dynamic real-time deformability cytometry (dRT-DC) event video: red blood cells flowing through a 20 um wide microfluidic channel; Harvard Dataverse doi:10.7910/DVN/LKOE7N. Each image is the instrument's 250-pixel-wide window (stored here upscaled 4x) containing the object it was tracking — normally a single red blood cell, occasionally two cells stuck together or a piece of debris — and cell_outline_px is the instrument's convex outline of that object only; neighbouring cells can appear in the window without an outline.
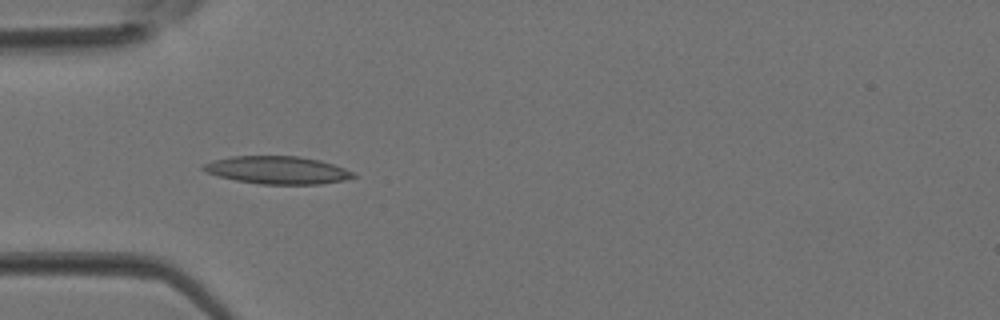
{"species": "Egyptian fruit bat (a non-hibernating species)", "species_latin": "Rousettus aegyptiacus", "temperature_condition": "room temperature", "stored_images_in_passage": 4, "camera_frame_rate_fps": 3000, "um_per_image_px": 0.085, "animal": {"sex": "female"}, "frame": {"image": 1, "passage_image": 3, "time_ms": 0.667, "image_size_px": [1000, 320], "cell_outline_px": [[356, 176], [344, 180], [320, 184], [260, 184], [236, 180], [216, 176], [200, 168], [204, 164], [212, 160], [232, 156], [300, 156], [320, 160], [344, 168], [352, 172]], "centroid_in_image_um": [23.55, 14.45], "position_along_channel_um": 61.4, "area_um2": 24.16}}
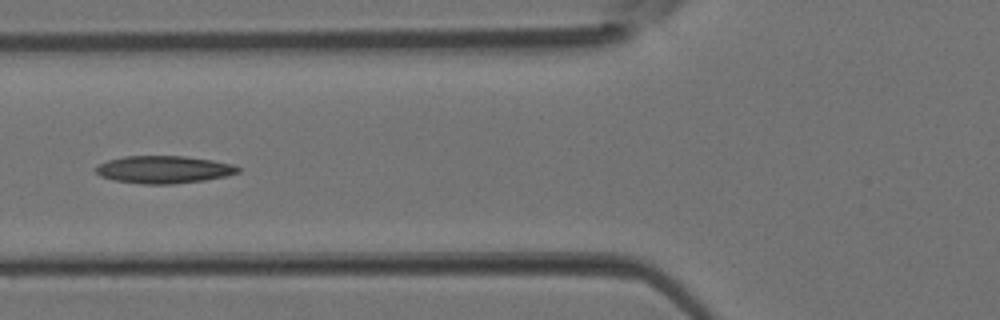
{"frame": {"image": 2, "passage_image": 4, "time_ms": 1.0, "image_size_px": [1000, 320], "cell_outline_px": [[240, 172], [228, 176], [204, 180], [172, 184], [144, 184], [112, 180], [100, 176], [96, 172], [96, 168], [100, 164], [108, 160], [124, 156], [184, 156], [212, 160], [232, 164], [240, 168]], "centroid_in_image_um": [13.93, 14.41], "position_along_channel_um": 111.9, "area_um2": 22.77}}